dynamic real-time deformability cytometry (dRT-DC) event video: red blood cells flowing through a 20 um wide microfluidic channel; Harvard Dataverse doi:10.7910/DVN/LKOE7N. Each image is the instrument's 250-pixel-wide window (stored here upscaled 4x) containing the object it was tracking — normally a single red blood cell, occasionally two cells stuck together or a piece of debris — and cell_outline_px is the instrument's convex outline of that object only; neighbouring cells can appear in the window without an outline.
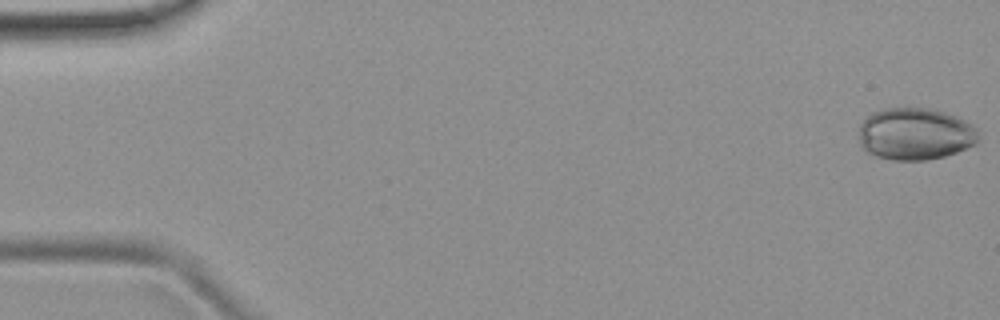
{"species": "common noctule bat (a hibernating species)", "species_latin": "Nyctalus noctula", "temperature_condition": "room temperature", "stored_images_in_passage": 22, "camera_frame_rate_fps": 3000, "um_per_image_px": 0.085, "animal": {"sex": "female", "body_mass_g": 19.9}, "frame": {"image": 1, "passage_image": 1, "time_ms": 0.0, "image_size_px": [1000, 320], "cell_outline_px": [[980, 140], [976, 144], [956, 152], [944, 156], [928, 160], [892, 160], [876, 156], [860, 148], [860, 124], [872, 112], [884, 108], [928, 108], [944, 112], [956, 116], [972, 124], [980, 132]], "centroid_in_image_um": [77.81, 11.39], "position_along_channel_um": 7.2, "area_um2": 36.59}}